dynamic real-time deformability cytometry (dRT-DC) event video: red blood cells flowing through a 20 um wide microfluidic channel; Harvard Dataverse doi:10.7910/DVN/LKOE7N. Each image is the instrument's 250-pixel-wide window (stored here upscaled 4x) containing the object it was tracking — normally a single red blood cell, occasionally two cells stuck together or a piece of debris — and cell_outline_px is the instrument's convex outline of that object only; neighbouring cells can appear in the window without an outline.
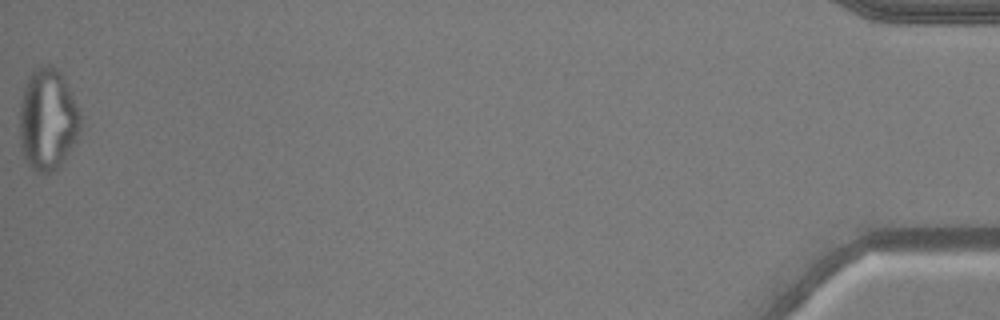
{"species": "common noctule bat (a hibernating species)", "species_latin": "Nyctalus noctula", "temperature_condition": "warm", "stored_images_in_passage": 47, "camera_frame_rate_fps": 3000, "um_per_image_px": 0.085, "animal": {"sex": "male", "body_mass_g": 20.5, "forearm_length_mm": 52.5}, "frame": {"image": 1, "passage_image": 47, "time_ms": 15.333, "image_size_px": [1000, 320], "cell_outline_px": [[80, 132], [76, 140], [64, 160], [56, 172], [36, 172], [24, 160], [20, 148], [20, 100], [28, 76], [40, 64], [48, 64], [56, 68], [60, 72], [80, 112]], "centroid_in_image_um": [4.03, 10.18], "position_along_channel_um": 431.2, "area_um2": 36.24}}